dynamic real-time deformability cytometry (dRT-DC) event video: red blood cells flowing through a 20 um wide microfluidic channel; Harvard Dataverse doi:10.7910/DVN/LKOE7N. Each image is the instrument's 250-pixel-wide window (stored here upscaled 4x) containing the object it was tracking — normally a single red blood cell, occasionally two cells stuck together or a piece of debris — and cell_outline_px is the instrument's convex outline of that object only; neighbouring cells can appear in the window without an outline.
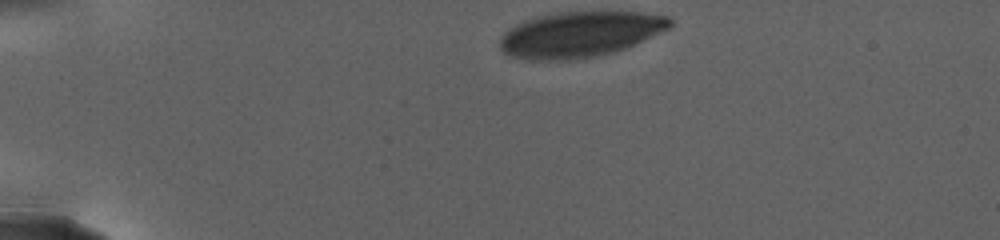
{"species": "human", "species_latin": "Homo sapiens", "temperature_condition": "warm", "stored_images_in_passage": 47, "camera_frame_rate_fps": 3000, "um_per_image_px": 0.085, "donor": {"sex": "female"}, "frame": {"image": 1, "passage_image": 1, "time_ms": 0.0, "image_size_px": [1000, 240], "cell_outline_px": [[672, 28], [628, 48], [616, 52], [596, 56], [568, 60], [528, 60], [512, 56], [504, 52], [500, 48], [500, 36], [504, 32], [516, 24], [524, 20], [540, 16], [560, 12], [640, 12], [668, 16], [672, 20]], "centroid_in_image_um": [49.34, 2.92], "position_along_channel_um": 35.7, "area_um2": 45.49}}
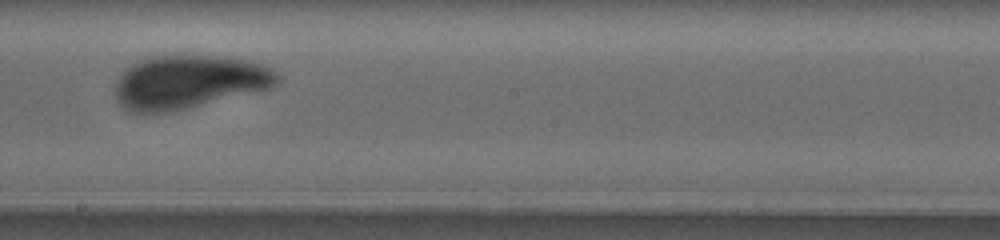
{"frame": {"image": 2, "passage_image": 27, "time_ms": 10.667, "image_size_px": [1000, 240], "cell_outline_px": [[280, 84], [272, 88], [172, 112], [128, 112], [116, 100], [116, 80], [120, 72], [124, 68], [136, 60], [144, 56], [228, 56], [252, 60], [264, 64], [280, 72]], "centroid_in_image_um": [16.09, 6.95], "position_along_channel_um": 232.1, "area_um2": 51.62}}
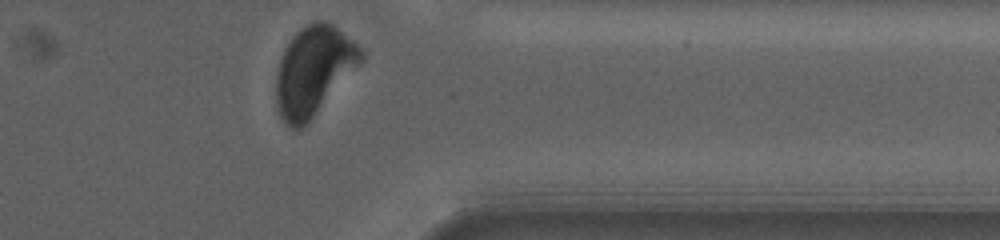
{"frame": {"image": 3, "passage_image": 46, "time_ms": 17.0, "image_size_px": [1000, 240], "cell_outline_px": [[364, 60], [308, 124], [300, 128], [288, 128], [284, 124], [280, 116], [276, 104], [276, 72], [284, 48], [296, 32], [308, 24], [316, 20], [324, 20], [332, 24], [364, 48]], "centroid_in_image_um": [26.67, 6.03], "position_along_channel_um": 384.7, "area_um2": 44.51}}